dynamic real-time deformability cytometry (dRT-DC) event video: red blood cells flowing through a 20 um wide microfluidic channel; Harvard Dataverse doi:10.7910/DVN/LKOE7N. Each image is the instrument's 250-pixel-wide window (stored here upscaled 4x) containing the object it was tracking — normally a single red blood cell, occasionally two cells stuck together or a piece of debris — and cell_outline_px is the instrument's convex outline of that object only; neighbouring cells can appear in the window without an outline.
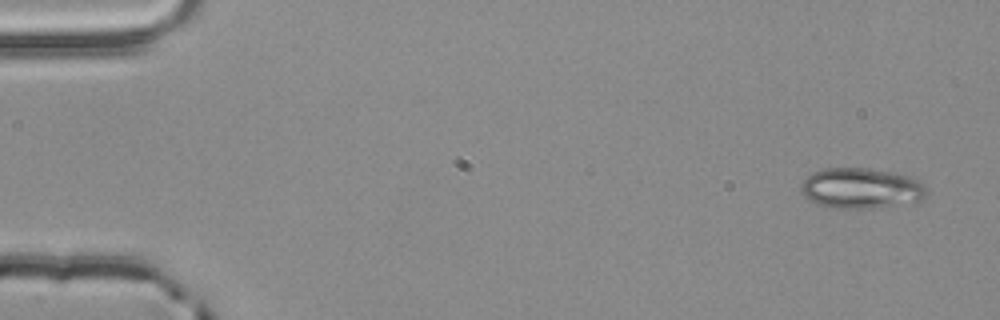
{"species": "common noctule bat (a hibernating species)", "species_latin": "Nyctalus noctula", "temperature_condition": "room temperature", "stored_images_in_passage": 3, "camera_frame_rate_fps": 3000, "um_per_image_px": 0.085, "animal": {"sex": "male", "body_mass_g": 20.4}, "frame": {"image": 1, "passage_image": 1, "time_ms": 0.0, "image_size_px": [1000, 320], "cell_outline_px": [[928, 196], [920, 200], [872, 208], [836, 208], [820, 204], [808, 200], [800, 192], [800, 184], [812, 172], [824, 168], [868, 168], [892, 172], [912, 176], [920, 180], [924, 184], [928, 192]], "centroid_in_image_um": [73.2, 15.98], "position_along_channel_um": 11.8, "area_um2": 29.77}}